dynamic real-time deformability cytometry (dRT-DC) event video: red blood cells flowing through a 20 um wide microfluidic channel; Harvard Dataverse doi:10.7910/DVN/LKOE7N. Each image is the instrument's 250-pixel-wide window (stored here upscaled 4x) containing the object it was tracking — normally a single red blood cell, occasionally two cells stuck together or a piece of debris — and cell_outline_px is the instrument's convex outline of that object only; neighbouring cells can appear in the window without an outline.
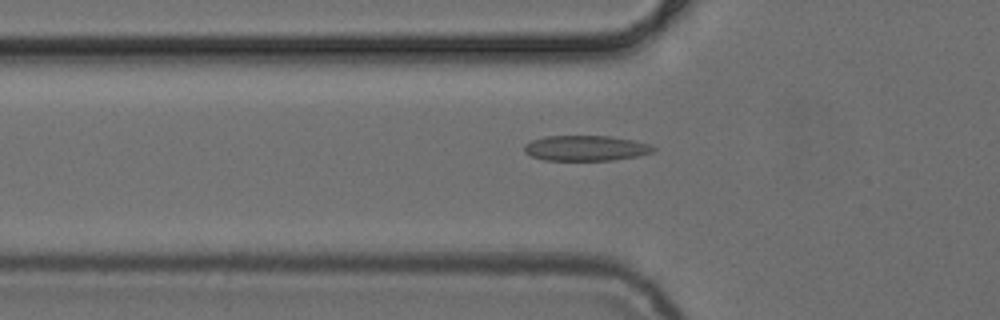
{"species": "common noctule bat (a hibernating species)", "species_latin": "Nyctalus noctula", "temperature_condition": "cold", "stored_images_in_passage": 53, "camera_frame_rate_fps": 3000, "um_per_image_px": 0.085, "animal": {"sex": "female", "body_mass_g": 24.6, "forearm_length_mm": 56.2}, "frame": {"image": 1, "passage_image": 18, "time_ms": 5.667, "image_size_px": [1000, 320], "cell_outline_px": [[656, 148], [652, 152], [636, 156], [612, 160], [544, 160], [532, 156], [524, 152], [524, 144], [532, 140], [544, 136], [608, 136], [632, 140], [648, 144]], "centroid_in_image_um": [49.74, 12.59], "position_along_channel_um": 76.1, "area_um2": 18.9}}
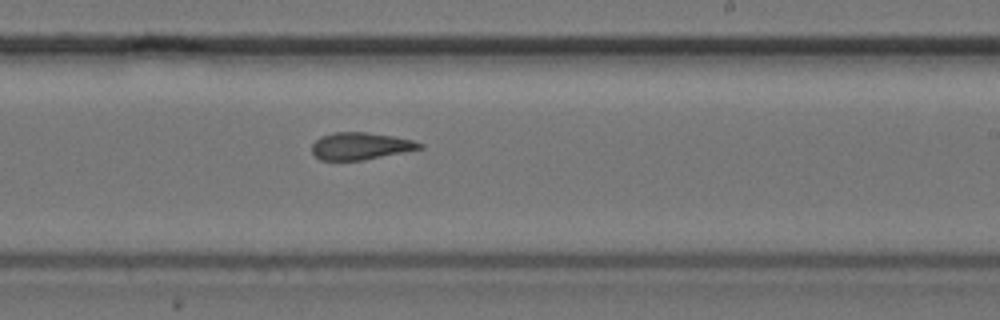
{"frame": {"image": 2, "passage_image": 32, "time_ms": 10.333, "image_size_px": [1000, 320], "cell_outline_px": [[424, 148], [364, 160], [320, 160], [312, 152], [312, 144], [320, 136], [332, 132], [368, 132], [392, 136], [412, 140], [424, 144]], "centroid_in_image_um": [30.64, 12.41], "position_along_channel_um": 258.4, "area_um2": 17.11}}
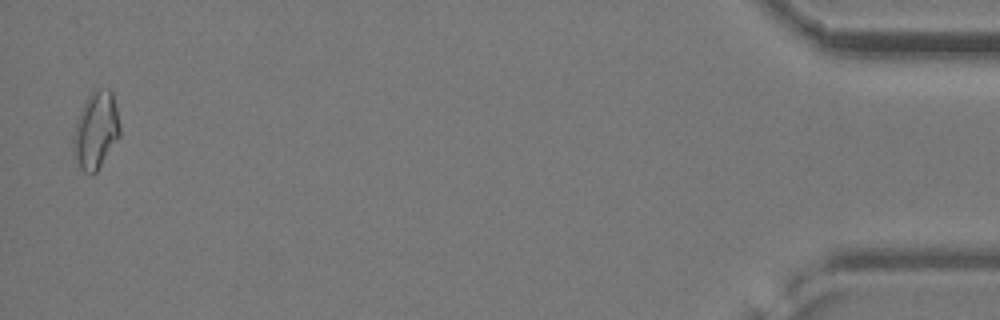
{"frame": {"image": 3, "passage_image": 52, "time_ms": 17.0, "image_size_px": [1000, 320], "cell_outline_px": [[120, 136], [96, 172], [92, 176], [84, 172], [80, 168], [72, 152], [72, 136], [76, 120], [88, 96], [96, 88], [108, 88], [112, 92], [120, 124]], "centroid_in_image_um": [8.13, 11.1], "position_along_channel_um": 427.1, "area_um2": 21.1}, "authors_computed_cell_mechanics": {"area_um2": 18.2648, "velocity_mm_per_s": 3.8849, "shape_relaxation_time_tau1_ms": 9.0592, "shape_relaxation_time_tau2_ms": 4.1714, "deformation_change_tau1": 0.1694, "deformation_change_tau2": 0.123}}